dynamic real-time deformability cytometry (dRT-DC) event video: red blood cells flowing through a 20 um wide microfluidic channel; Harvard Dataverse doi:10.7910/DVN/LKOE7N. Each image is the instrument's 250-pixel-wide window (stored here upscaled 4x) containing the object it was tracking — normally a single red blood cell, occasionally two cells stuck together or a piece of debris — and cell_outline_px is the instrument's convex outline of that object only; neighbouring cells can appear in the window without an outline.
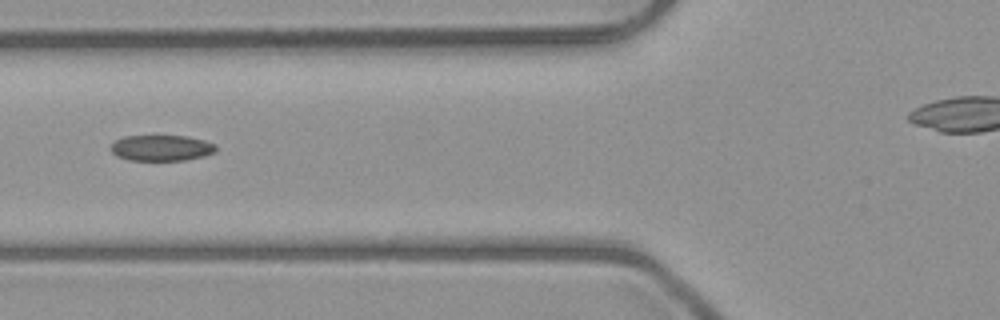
{"species": "common noctule bat (a hibernating species)", "species_latin": "Nyctalus noctula", "temperature_condition": "room temperature", "stored_images_in_passage": 6, "camera_frame_rate_fps": 3000, "um_per_image_px": 0.085, "animal": {"sex": "male", "body_mass_g": 23.1, "forearm_length_mm": 52.7}, "frame": {"image": 1, "passage_image": 6, "time_ms": 5.667, "image_size_px": [1000, 320], "cell_outline_px": [[216, 152], [204, 156], [184, 160], [128, 160], [116, 156], [108, 148], [116, 140], [124, 136], [188, 136], [204, 140], [216, 144]], "centroid_in_image_um": [13.72, 12.57], "position_along_channel_um": 112.1, "area_um2": 15.95}}